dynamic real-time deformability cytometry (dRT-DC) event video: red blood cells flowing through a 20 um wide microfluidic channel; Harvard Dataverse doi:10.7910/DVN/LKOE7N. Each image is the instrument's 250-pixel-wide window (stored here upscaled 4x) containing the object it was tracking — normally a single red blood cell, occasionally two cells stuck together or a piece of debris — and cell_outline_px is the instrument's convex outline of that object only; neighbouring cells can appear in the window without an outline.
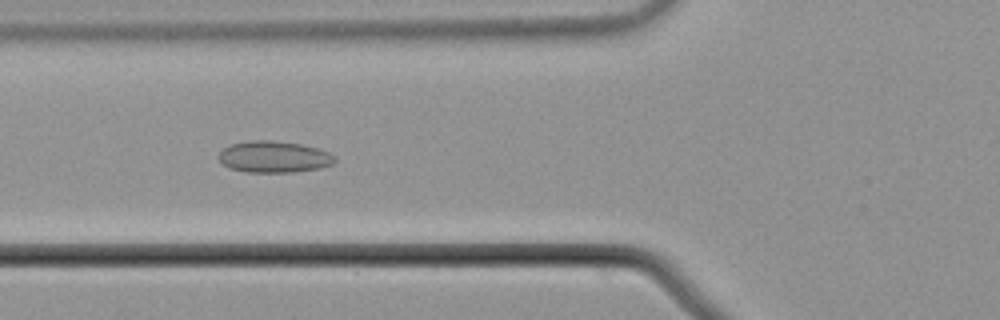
{"species": "common noctule bat (a hibernating species)", "species_latin": "Nyctalus noctula", "temperature_condition": "cold", "stored_images_in_passage": 55, "camera_frame_rate_fps": 3000, "um_per_image_px": 0.085, "animal": {"sex": "male", "body_mass_g": 21.5, "forearm_length_mm": 52.0}, "frame": {"image": 1, "passage_image": 21, "time_ms": 6.667, "image_size_px": [1000, 320], "cell_outline_px": [[336, 160], [332, 164], [320, 168], [292, 172], [248, 172], [232, 168], [220, 164], [220, 152], [224, 148], [232, 144], [248, 140], [272, 140], [300, 144], [316, 148], [328, 152], [336, 156]], "centroid_in_image_um": [23.29, 13.33], "position_along_channel_um": 102.5, "area_um2": 21.21}}
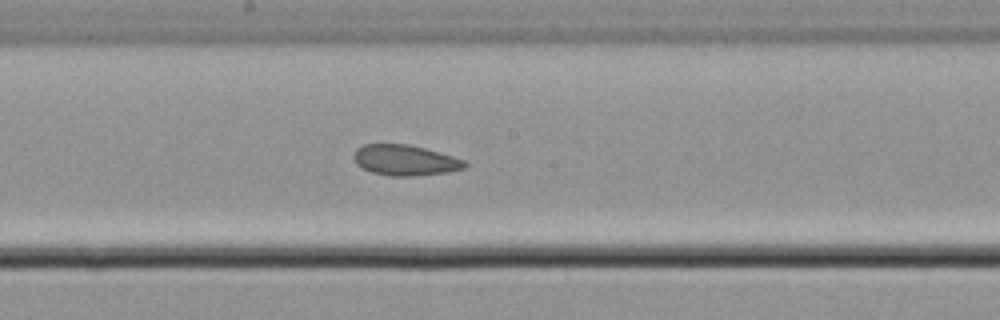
{"frame": {"image": 2, "passage_image": 30, "time_ms": 9.667, "image_size_px": [1000, 320], "cell_outline_px": [[468, 164], [464, 168], [448, 172], [412, 176], [388, 176], [372, 172], [356, 164], [352, 156], [356, 148], [364, 144], [408, 144], [424, 148], [452, 156], [464, 160]], "centroid_in_image_um": [34.4, 13.62], "position_along_channel_um": 213.8, "area_um2": 19.77}}
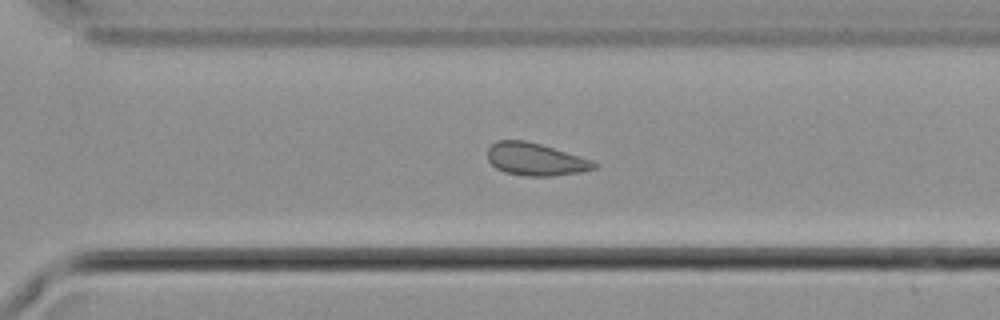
{"frame": {"image": 3, "passage_image": 39, "time_ms": 12.667, "image_size_px": [1000, 320], "cell_outline_px": [[600, 164], [596, 168], [580, 172], [552, 176], [528, 176], [504, 172], [496, 168], [488, 160], [488, 148], [496, 140], [524, 140], [540, 144], [592, 160]], "centroid_in_image_um": [45.51, 13.54], "position_along_channel_um": 325.1, "area_um2": 20.11}, "authors_computed_cell_mechanics": {"area_um2": 21.2126, "velocity_mm_per_s": 3.7094, "shape_relaxation_time_tau1_ms": null, "shape_relaxation_time_tau2_ms": 7.6348, "deformation_change_tau1": null, "deformation_change_tau2": 0.1201}}